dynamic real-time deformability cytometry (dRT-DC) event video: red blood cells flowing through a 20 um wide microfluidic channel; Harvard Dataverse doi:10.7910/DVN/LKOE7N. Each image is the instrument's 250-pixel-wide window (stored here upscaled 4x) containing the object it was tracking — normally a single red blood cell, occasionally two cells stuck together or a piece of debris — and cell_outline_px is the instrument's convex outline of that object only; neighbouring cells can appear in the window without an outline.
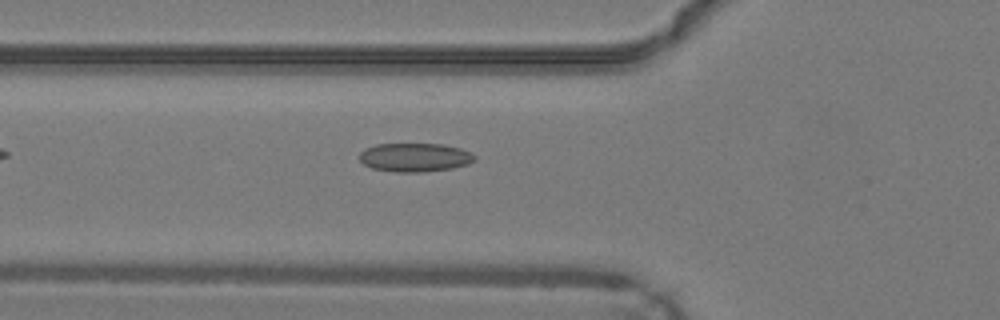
{"species": "common noctule bat (a hibernating species)", "species_latin": "Nyctalus noctula", "temperature_condition": "warm", "stored_images_in_passage": 28, "camera_frame_rate_fps": 3000, "um_per_image_px": 0.085, "animal": {"sex": "male", "body_mass_g": 19.2, "forearm_length_mm": 51.8}, "frame": {"image": 1, "passage_image": 4, "time_ms": 1.0, "image_size_px": [1000, 320], "cell_outline_px": [[476, 160], [468, 164], [452, 168], [424, 172], [396, 172], [372, 168], [364, 164], [360, 160], [360, 152], [364, 148], [376, 144], [444, 144], [460, 148], [476, 156]], "centroid_in_image_um": [35.26, 13.37], "position_along_channel_um": 90.5, "area_um2": 19.31}}
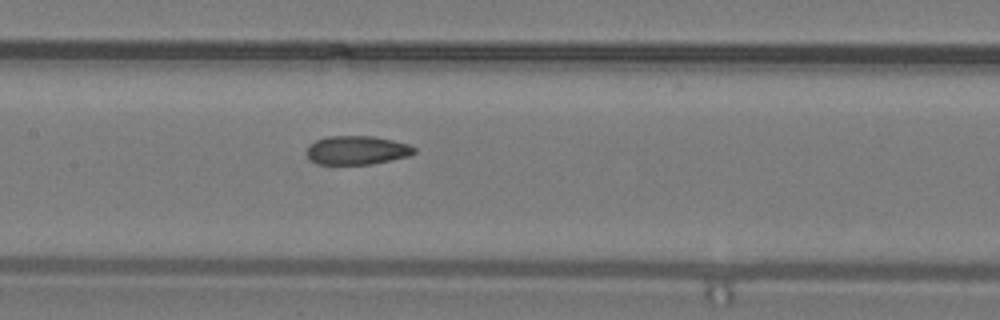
{"frame": {"image": 2, "passage_image": 10, "time_ms": 3.0, "image_size_px": [1000, 320], "cell_outline_px": [[416, 152], [408, 156], [368, 164], [316, 164], [308, 156], [308, 148], [316, 140], [328, 136], [372, 136], [392, 140], [408, 144], [416, 148]], "centroid_in_image_um": [30.35, 12.76], "position_along_channel_um": 177.0, "area_um2": 17.69}}
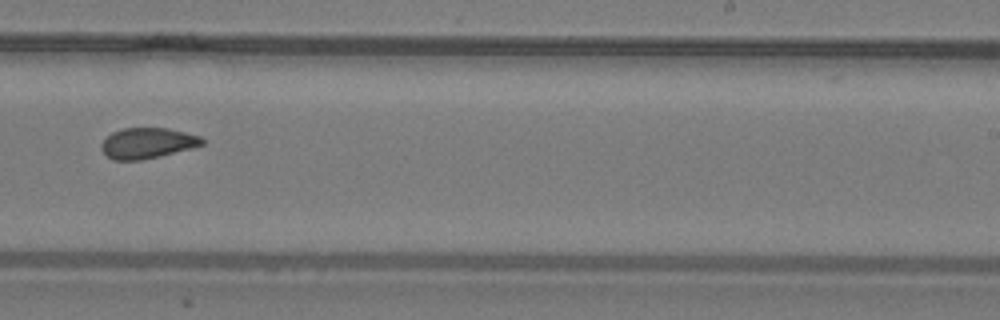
{"frame": {"image": 3, "passage_image": 17, "time_ms": 5.333, "image_size_px": [1000, 320], "cell_outline_px": [[204, 144], [192, 148], [160, 156], [140, 160], [112, 160], [100, 148], [100, 144], [112, 132], [124, 128], [168, 128], [200, 136], [204, 140]], "centroid_in_image_um": [12.53, 12.16], "position_along_channel_um": 276.5, "area_um2": 17.92}, "authors_computed_cell_mechanics": {"area_um2": 18.6694, "velocity_mm_per_s": 4.2801, "shape_relaxation_time_tau1_ms": null, "shape_relaxation_time_tau2_ms": 2.4248, "deformation_change_tau1": null, "deformation_change_tau2": 0.0892}}